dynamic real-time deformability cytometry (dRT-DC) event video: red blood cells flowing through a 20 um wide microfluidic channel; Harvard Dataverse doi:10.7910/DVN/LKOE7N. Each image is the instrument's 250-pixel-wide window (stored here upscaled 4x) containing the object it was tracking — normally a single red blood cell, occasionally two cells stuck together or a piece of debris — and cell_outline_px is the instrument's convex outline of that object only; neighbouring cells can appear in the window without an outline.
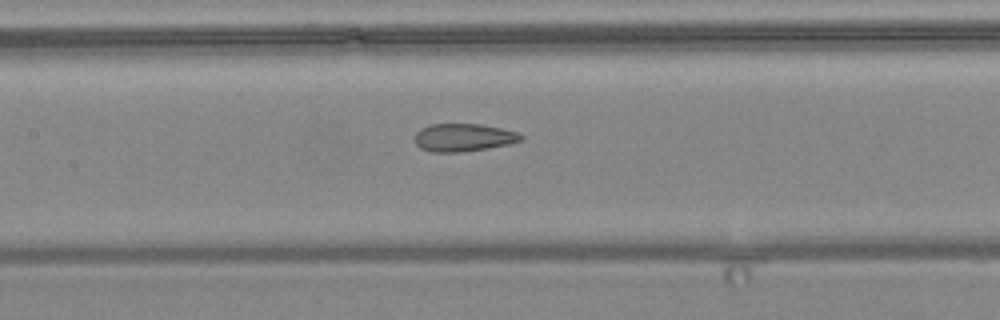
{"species": "common noctule bat (a hibernating species)", "species_latin": "Nyctalus noctula", "temperature_condition": "warm", "stored_images_in_passage": 8, "camera_frame_rate_fps": 3000, "um_per_image_px": 0.085, "animal": {"sex": "female", "body_mass_g": 24.6, "forearm_length_mm": 56.2}, "frame": {"image": 1, "passage_image": 8, "time_ms": 8.333, "image_size_px": [1000, 320], "cell_outline_px": [[524, 140], [508, 144], [488, 148], [460, 152], [432, 152], [420, 148], [416, 144], [416, 132], [420, 128], [432, 124], [480, 124], [500, 128], [516, 132], [524, 136]], "centroid_in_image_um": [39.4, 11.69], "position_along_channel_um": 168.0, "area_um2": 17.17}}